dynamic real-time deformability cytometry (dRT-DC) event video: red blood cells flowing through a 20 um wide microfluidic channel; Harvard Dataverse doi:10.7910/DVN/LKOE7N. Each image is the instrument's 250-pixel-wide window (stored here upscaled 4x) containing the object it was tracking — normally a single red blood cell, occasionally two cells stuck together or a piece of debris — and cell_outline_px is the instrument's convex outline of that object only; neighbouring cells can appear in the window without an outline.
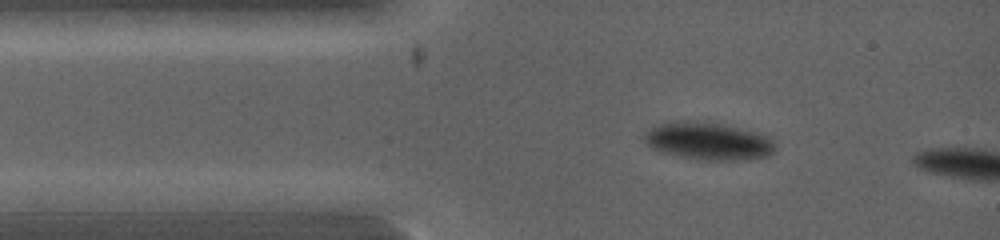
{"species": "common noctule bat (a hibernating species)", "species_latin": "Nyctalus noctula", "temperature_condition": "warm", "stored_images_in_passage": 3, "camera_frame_rate_fps": 5000, "um_per_image_px": 0.085, "animal": {"sex": "female", "body_mass_g": 19.0, "forearm_length_mm": 53.3}, "frame": {"image": 1, "passage_image": 2, "time_ms": 0.6, "image_size_px": [1000, 240], "cell_outline_px": [[776, 148], [768, 156], [736, 160], [708, 160], [680, 156], [660, 152], [652, 148], [644, 140], [644, 132], [652, 124], [672, 120], [696, 120], [724, 124], [760, 132], [768, 136], [776, 144]], "centroid_in_image_um": [60.16, 11.95], "position_along_channel_um": 24.8, "area_um2": 29.25}}